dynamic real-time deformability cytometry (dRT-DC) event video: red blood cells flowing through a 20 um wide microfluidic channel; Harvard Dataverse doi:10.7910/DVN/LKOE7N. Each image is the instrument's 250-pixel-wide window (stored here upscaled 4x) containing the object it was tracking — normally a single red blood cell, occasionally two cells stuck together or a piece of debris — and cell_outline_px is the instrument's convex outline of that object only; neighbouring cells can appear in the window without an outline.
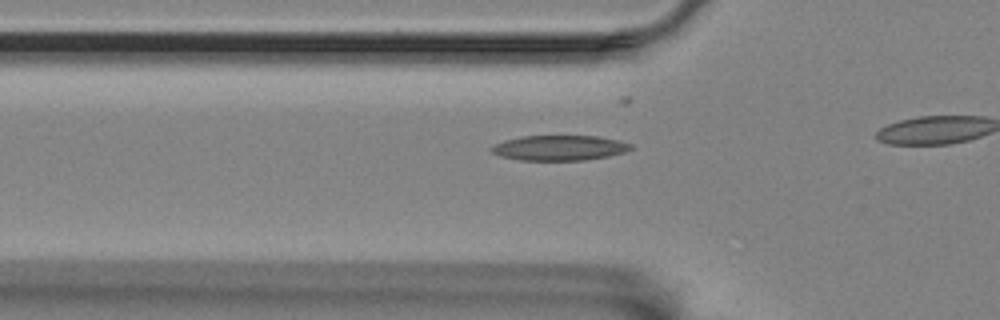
{"species": "Egyptian fruit bat (a non-hibernating species)", "species_latin": "Rousettus aegyptiacus", "temperature_condition": "room temperature", "stored_images_in_passage": 17, "camera_frame_rate_fps": 3000, "um_per_image_px": 0.085, "animal": {"sex": "female"}, "frame": {"image": 1, "passage_image": 8, "time_ms": 2.333, "image_size_px": [1000, 320], "cell_outline_px": [[632, 148], [624, 152], [608, 156], [584, 160], [520, 160], [500, 156], [492, 152], [488, 148], [504, 140], [520, 136], [600, 136], [620, 140], [632, 144]], "centroid_in_image_um": [47.55, 12.56], "position_along_channel_um": 78.3, "area_um2": 20.46}}
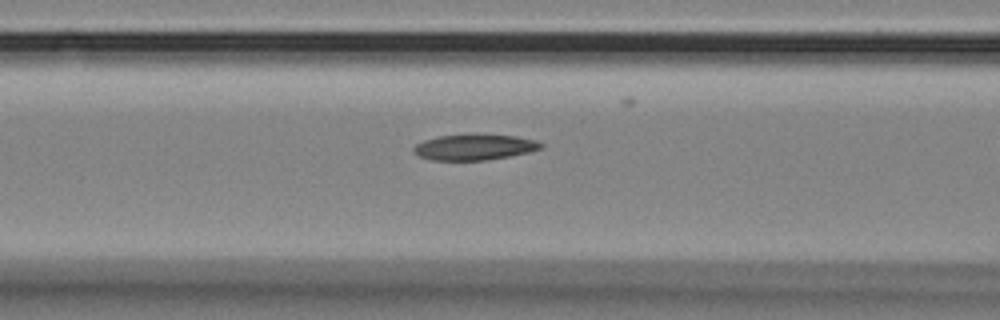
{"frame": {"image": 2, "passage_image": 12, "time_ms": 3.667, "image_size_px": [1000, 320], "cell_outline_px": [[544, 148], [528, 152], [508, 156], [484, 160], [432, 160], [420, 156], [412, 152], [412, 148], [416, 144], [424, 140], [440, 136], [516, 136], [536, 140], [544, 144]], "centroid_in_image_um": [40.33, 12.53], "position_along_channel_um": 126.3, "area_um2": 18.5}}
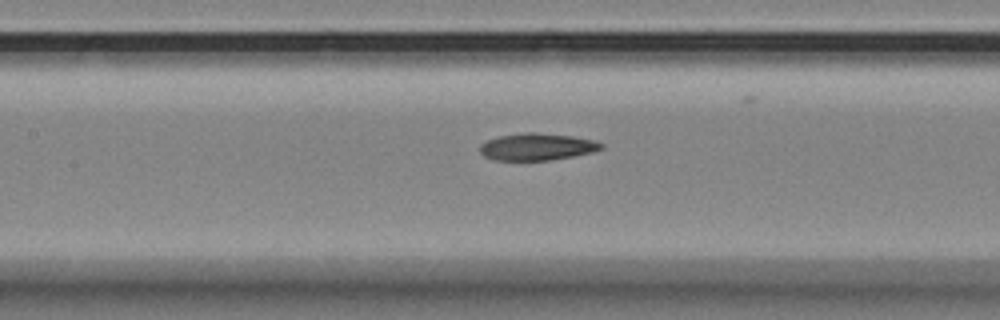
{"frame": {"image": 3, "passage_image": 15, "time_ms": 4.667, "image_size_px": [1000, 320], "cell_outline_px": [[604, 148], [592, 152], [572, 156], [548, 160], [496, 160], [484, 156], [480, 152], [480, 144], [488, 140], [500, 136], [520, 132], [536, 132], [572, 136], [596, 140], [604, 144]], "centroid_in_image_um": [45.66, 12.46], "position_along_channel_um": 161.7, "area_um2": 19.13}}